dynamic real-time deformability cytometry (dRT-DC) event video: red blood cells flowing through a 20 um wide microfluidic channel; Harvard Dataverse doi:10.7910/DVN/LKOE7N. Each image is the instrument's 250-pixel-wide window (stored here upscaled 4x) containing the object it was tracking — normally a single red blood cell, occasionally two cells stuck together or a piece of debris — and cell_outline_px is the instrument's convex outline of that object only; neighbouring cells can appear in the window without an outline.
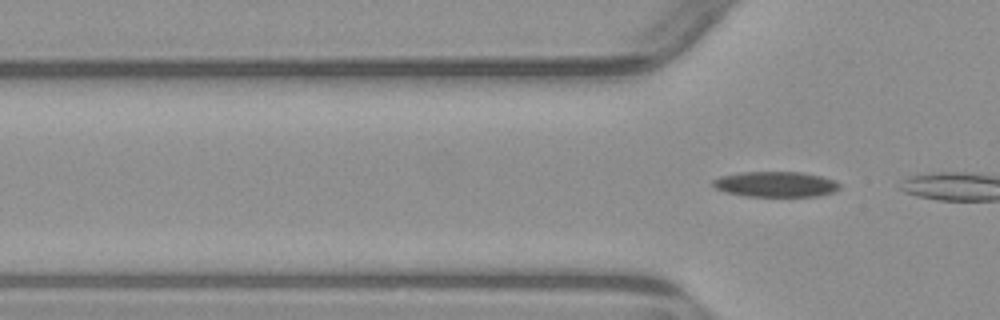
{"species": "common noctule bat (a hibernating species)", "species_latin": "Nyctalus noctula", "temperature_condition": "warm", "stored_images_in_passage": 5, "camera_frame_rate_fps": 3000, "um_per_image_px": 0.085, "animal": {"sex": "male", "body_mass_g": 23.1, "forearm_length_mm": 52.7}, "frame": {"image": 1, "passage_image": 5, "time_ms": 5.333, "image_size_px": [1000, 320], "cell_outline_px": [[840, 188], [832, 192], [816, 196], [744, 196], [728, 192], [716, 188], [712, 184], [712, 180], [720, 176], [740, 172], [800, 172], [820, 176], [836, 180], [840, 184]], "centroid_in_image_um": [65.93, 15.65], "position_along_channel_um": 59.9, "area_um2": 18.67}}